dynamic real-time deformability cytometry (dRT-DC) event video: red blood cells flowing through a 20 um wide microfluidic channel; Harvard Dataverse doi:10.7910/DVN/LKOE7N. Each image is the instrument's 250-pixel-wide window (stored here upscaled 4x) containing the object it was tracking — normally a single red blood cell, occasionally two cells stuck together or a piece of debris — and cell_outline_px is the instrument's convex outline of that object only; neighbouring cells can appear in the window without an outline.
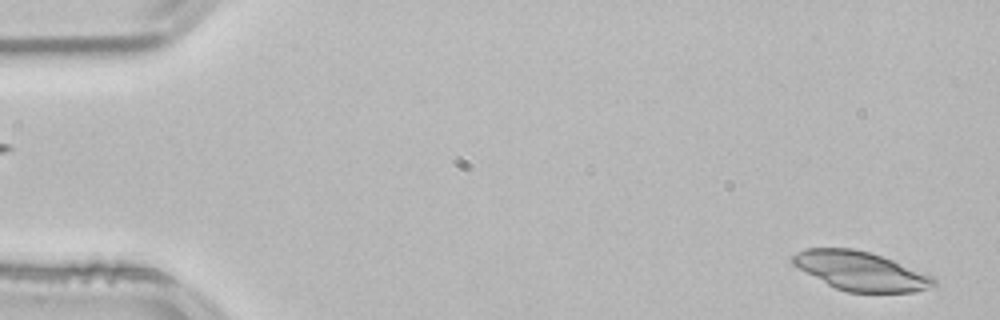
{"species": "common noctule bat (a hibernating species)", "species_latin": "Nyctalus noctula", "temperature_condition": "room temperature", "stored_images_in_passage": 32, "camera_frame_rate_fps": 3000, "um_per_image_px": 0.085, "animal": {"sex": "male", "body_mass_g": 21.5, "forearm_length_mm": 52.0}, "frame": {"image": 1, "passage_image": 2, "time_ms": 0.333, "image_size_px": [1000, 320], "cell_outline_px": [[936, 284], [912, 292], [848, 292], [836, 288], [828, 284], [792, 264], [792, 256], [796, 252], [804, 248], [852, 248], [868, 252], [892, 260], [932, 276], [936, 280]], "centroid_in_image_um": [73.12, 23.02], "position_along_channel_um": 11.9, "area_um2": 31.33}}